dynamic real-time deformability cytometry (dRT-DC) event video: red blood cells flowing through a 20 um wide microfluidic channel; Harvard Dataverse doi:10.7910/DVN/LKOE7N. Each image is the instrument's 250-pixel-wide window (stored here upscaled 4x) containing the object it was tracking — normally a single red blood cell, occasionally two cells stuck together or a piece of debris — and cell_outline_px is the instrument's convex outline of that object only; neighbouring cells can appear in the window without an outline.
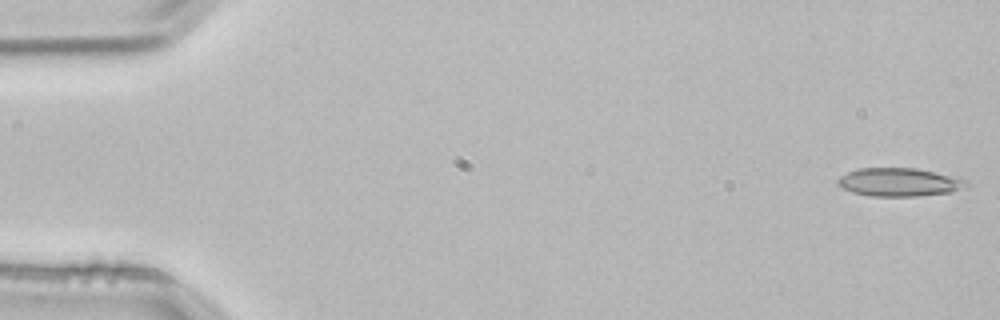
{"species": "common noctule bat (a hibernating species)", "species_latin": "Nyctalus noctula", "temperature_condition": "room temperature", "stored_images_in_passage": 4, "camera_frame_rate_fps": 3000, "um_per_image_px": 0.085, "animal": {"sex": "male", "body_mass_g": 21.5, "forearm_length_mm": 52.0}, "frame": {"image": 1, "passage_image": 1, "time_ms": 0.0, "image_size_px": [1000, 320], "cell_outline_px": [[968, 188], [952, 192], [920, 196], [872, 196], [852, 192], [836, 184], [836, 180], [840, 176], [848, 172], [860, 168], [916, 168], [968, 180]], "centroid_in_image_um": [76.45, 15.49], "position_along_channel_um": 8.5, "area_um2": 21.27}}